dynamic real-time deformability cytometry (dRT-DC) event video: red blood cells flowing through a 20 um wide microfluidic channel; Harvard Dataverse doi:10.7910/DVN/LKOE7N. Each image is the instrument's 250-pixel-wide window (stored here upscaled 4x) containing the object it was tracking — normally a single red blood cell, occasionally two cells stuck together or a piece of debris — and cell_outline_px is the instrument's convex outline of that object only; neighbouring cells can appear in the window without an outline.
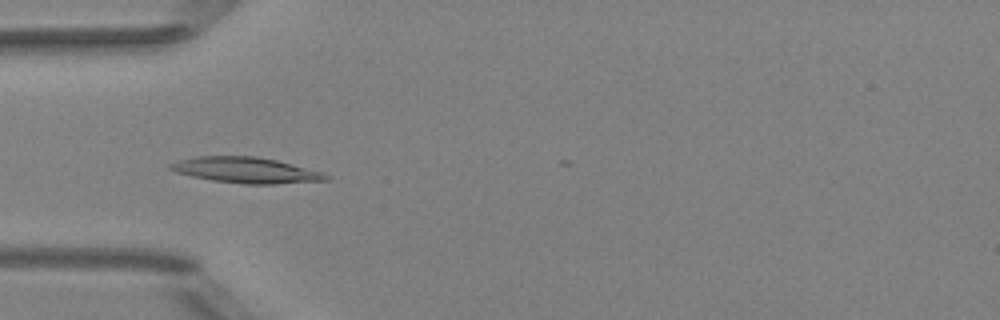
{"species": "Egyptian fruit bat (a non-hibernating species)", "species_latin": "Rousettus aegyptiacus", "temperature_condition": "room temperature", "stored_images_in_passage": 20, "camera_frame_rate_fps": 3000, "um_per_image_px": 0.085, "animal": {"sex": "female"}, "frame": {"image": 1, "passage_image": 4, "time_ms": 1.0, "image_size_px": [1000, 320], "cell_outline_px": [[332, 176], [328, 180], [276, 184], [244, 184], [212, 180], [192, 176], [176, 172], [168, 168], [168, 164], [180, 160], [196, 156], [256, 156], [276, 160], [324, 172]], "centroid_in_image_um": [20.94, 14.46], "position_along_channel_um": 64.1, "area_um2": 23.41}}
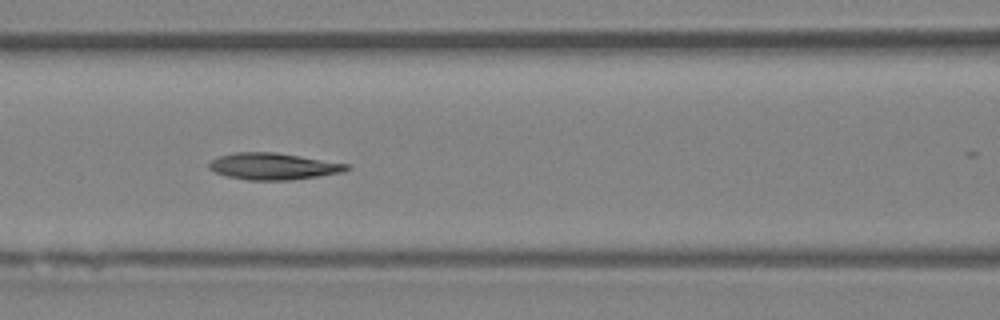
{"frame": {"image": 2, "passage_image": 10, "time_ms": 3.0, "image_size_px": [1000, 320], "cell_outline_px": [[352, 168], [344, 172], [292, 180], [248, 180], [228, 176], [216, 172], [208, 168], [208, 164], [212, 160], [220, 156], [232, 152], [272, 152], [300, 156], [348, 164]], "centroid_in_image_um": [23.24, 14.14], "position_along_channel_um": 143.4, "area_um2": 21.27}}
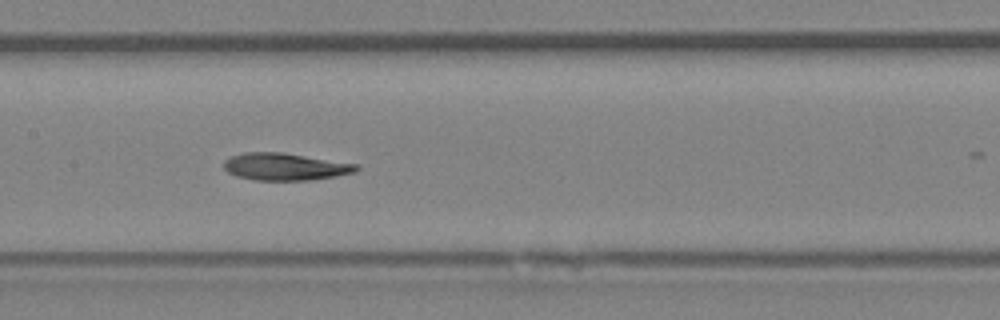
{"frame": {"image": 3, "passage_image": 13, "time_ms": 4.0, "image_size_px": [1000, 320], "cell_outline_px": [[360, 168], [356, 172], [336, 176], [308, 180], [252, 180], [236, 176], [228, 172], [224, 168], [224, 160], [232, 156], [244, 152], [284, 152], [356, 164]], "centroid_in_image_um": [24.22, 14.16], "position_along_channel_um": 183.2, "area_um2": 21.04}}